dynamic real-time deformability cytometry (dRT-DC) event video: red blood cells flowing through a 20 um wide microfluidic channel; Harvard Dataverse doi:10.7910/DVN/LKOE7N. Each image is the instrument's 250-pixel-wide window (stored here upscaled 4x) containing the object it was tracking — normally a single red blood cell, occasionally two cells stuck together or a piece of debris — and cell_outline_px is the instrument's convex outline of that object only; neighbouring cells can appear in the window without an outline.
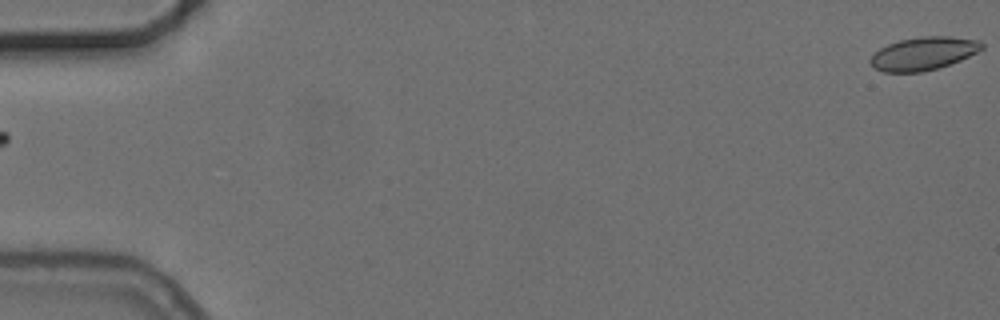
{"species": "common noctule bat (a hibernating species)", "species_latin": "Nyctalus noctula", "temperature_condition": "cold", "stored_images_in_passage": 2, "camera_frame_rate_fps": 3000, "um_per_image_px": 0.085, "animal": {"sex": "female", "body_mass_g": 24.6, "forearm_length_mm": 56.2}, "frame": {"image": 1, "passage_image": 2, "time_ms": 1.333, "image_size_px": [1000, 320], "cell_outline_px": [[984, 48], [960, 60], [936, 68], [920, 72], [884, 72], [876, 68], [868, 60], [880, 48], [888, 44], [900, 40], [924, 36], [948, 36], [980, 40], [984, 44]], "centroid_in_image_um": [78.5, 4.54], "position_along_channel_um": 6.5, "area_um2": 21.21}}